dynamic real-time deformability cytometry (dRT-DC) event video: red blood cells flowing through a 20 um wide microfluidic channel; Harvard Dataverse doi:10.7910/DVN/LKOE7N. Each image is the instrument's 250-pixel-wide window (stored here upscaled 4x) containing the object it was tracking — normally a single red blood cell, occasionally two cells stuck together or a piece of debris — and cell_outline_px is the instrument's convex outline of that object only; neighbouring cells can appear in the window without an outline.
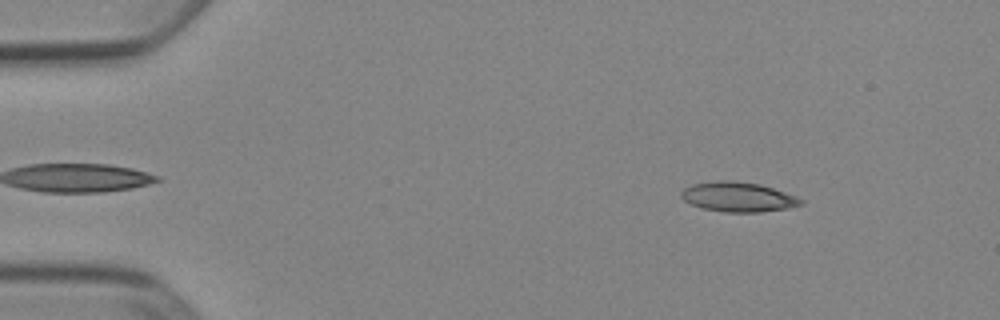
{"species": "Egyptian fruit bat (a non-hibernating species)", "species_latin": "Rousettus aegyptiacus", "temperature_condition": "cold", "stored_images_in_passage": 52, "camera_frame_rate_fps": 3000, "um_per_image_px": 0.085, "animal": {"sex": "female"}, "frame": {"image": 1, "passage_image": 7, "time_ms": 2.0, "image_size_px": [1000, 320], "cell_outline_px": [[804, 204], [788, 208], [760, 212], [724, 212], [700, 208], [684, 200], [680, 196], [680, 192], [684, 188], [692, 184], [720, 180], [732, 180], [760, 184], [796, 196], [804, 200]], "centroid_in_image_um": [62.73, 16.74], "position_along_channel_um": 22.3, "area_um2": 20.81}}
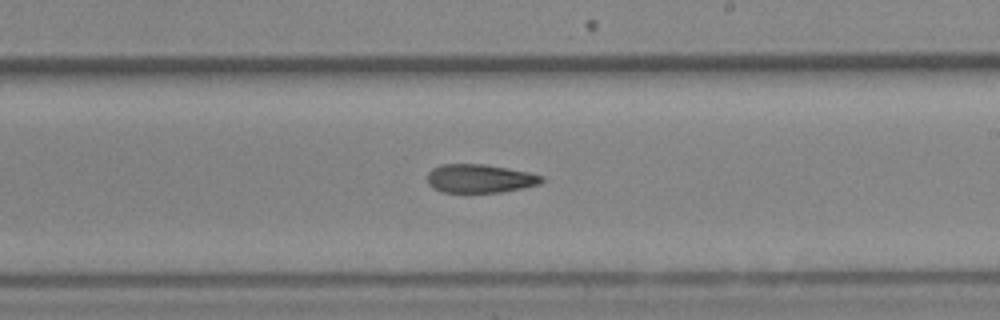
{"frame": {"image": 2, "passage_image": 31, "time_ms": 10.0, "image_size_px": [1000, 320], "cell_outline_px": [[544, 180], [540, 184], [524, 188], [500, 192], [440, 192], [432, 188], [428, 184], [428, 172], [432, 168], [440, 164], [484, 164], [528, 172], [544, 176]], "centroid_in_image_um": [40.77, 15.18], "position_along_channel_um": 248.2, "area_um2": 19.13}}
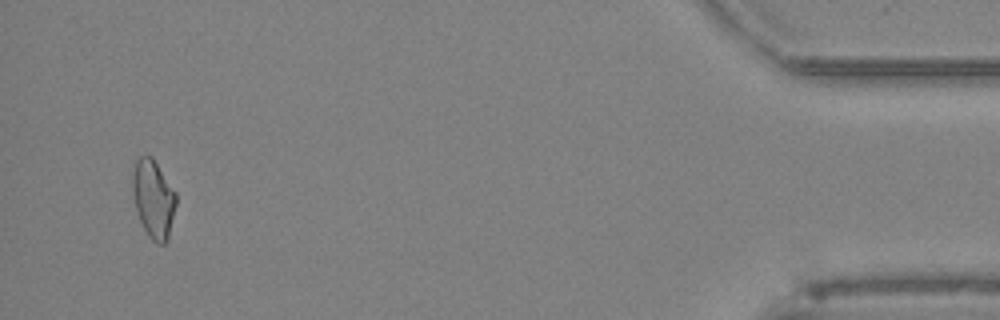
{"frame": {"image": 3, "passage_image": 50, "time_ms": 16.333, "image_size_px": [1000, 320], "cell_outline_px": [[176, 204], [168, 240], [164, 244], [156, 244], [148, 236], [140, 220], [136, 208], [132, 192], [132, 172], [136, 160], [140, 156], [152, 156], [176, 192]], "centroid_in_image_um": [13.04, 16.9], "position_along_channel_um": 422.2, "area_um2": 19.88}, "authors_computed_cell_mechanics": {"area_um2": 19.7676, "velocity_mm_per_s": 3.9216, "shape_relaxation_time_tau1_ms": null, "shape_relaxation_time_tau2_ms": 3.0588, "deformation_change_tau1": null, "deformation_change_tau2": 0.1191}}